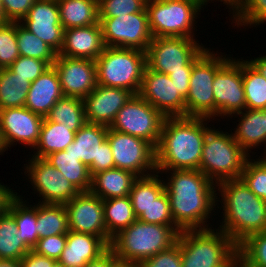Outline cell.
<instances>
[{
    "label": "cell",
    "instance_id": "6da1fadb",
    "mask_svg": "<svg viewBox=\"0 0 266 267\" xmlns=\"http://www.w3.org/2000/svg\"><path fill=\"white\" fill-rule=\"evenodd\" d=\"M162 171V172H161ZM170 171V172H169ZM169 173L164 181L175 225L181 230L209 229L217 205V184L200 170H157Z\"/></svg>",
    "mask_w": 266,
    "mask_h": 267
},
{
    "label": "cell",
    "instance_id": "7a4b0ae2",
    "mask_svg": "<svg viewBox=\"0 0 266 267\" xmlns=\"http://www.w3.org/2000/svg\"><path fill=\"white\" fill-rule=\"evenodd\" d=\"M210 118L166 117L156 149L157 170H199Z\"/></svg>",
    "mask_w": 266,
    "mask_h": 267
},
{
    "label": "cell",
    "instance_id": "3957f363",
    "mask_svg": "<svg viewBox=\"0 0 266 267\" xmlns=\"http://www.w3.org/2000/svg\"><path fill=\"white\" fill-rule=\"evenodd\" d=\"M217 204L223 207V220L218 227L237 245L252 234L266 231V202L257 197L241 179L217 184Z\"/></svg>",
    "mask_w": 266,
    "mask_h": 267
},
{
    "label": "cell",
    "instance_id": "277c9868",
    "mask_svg": "<svg viewBox=\"0 0 266 267\" xmlns=\"http://www.w3.org/2000/svg\"><path fill=\"white\" fill-rule=\"evenodd\" d=\"M176 243L182 267H232L239 258L238 245L219 228L183 230Z\"/></svg>",
    "mask_w": 266,
    "mask_h": 267
},
{
    "label": "cell",
    "instance_id": "5b68a950",
    "mask_svg": "<svg viewBox=\"0 0 266 267\" xmlns=\"http://www.w3.org/2000/svg\"><path fill=\"white\" fill-rule=\"evenodd\" d=\"M181 230L176 225L145 223L138 219L112 238L115 256L142 262L176 244Z\"/></svg>",
    "mask_w": 266,
    "mask_h": 267
},
{
    "label": "cell",
    "instance_id": "8992f818",
    "mask_svg": "<svg viewBox=\"0 0 266 267\" xmlns=\"http://www.w3.org/2000/svg\"><path fill=\"white\" fill-rule=\"evenodd\" d=\"M211 128L205 135L199 170L212 182L240 179L248 155L233 134Z\"/></svg>",
    "mask_w": 266,
    "mask_h": 267
},
{
    "label": "cell",
    "instance_id": "52a82bcc",
    "mask_svg": "<svg viewBox=\"0 0 266 267\" xmlns=\"http://www.w3.org/2000/svg\"><path fill=\"white\" fill-rule=\"evenodd\" d=\"M97 84L124 88L139 94L146 68V52L138 49L105 47L95 60Z\"/></svg>",
    "mask_w": 266,
    "mask_h": 267
},
{
    "label": "cell",
    "instance_id": "ba28073f",
    "mask_svg": "<svg viewBox=\"0 0 266 267\" xmlns=\"http://www.w3.org/2000/svg\"><path fill=\"white\" fill-rule=\"evenodd\" d=\"M201 8L200 0H147L152 37L195 38V19L200 15Z\"/></svg>",
    "mask_w": 266,
    "mask_h": 267
},
{
    "label": "cell",
    "instance_id": "9c48e42d",
    "mask_svg": "<svg viewBox=\"0 0 266 267\" xmlns=\"http://www.w3.org/2000/svg\"><path fill=\"white\" fill-rule=\"evenodd\" d=\"M198 42L188 37H154L146 50V65L166 75L192 71L193 64L208 50Z\"/></svg>",
    "mask_w": 266,
    "mask_h": 267
},
{
    "label": "cell",
    "instance_id": "30bf717a",
    "mask_svg": "<svg viewBox=\"0 0 266 267\" xmlns=\"http://www.w3.org/2000/svg\"><path fill=\"white\" fill-rule=\"evenodd\" d=\"M230 58L228 55L226 58V55L211 52L209 48L193 64L188 96L185 99V117H204L214 120V77Z\"/></svg>",
    "mask_w": 266,
    "mask_h": 267
},
{
    "label": "cell",
    "instance_id": "8fae6325",
    "mask_svg": "<svg viewBox=\"0 0 266 267\" xmlns=\"http://www.w3.org/2000/svg\"><path fill=\"white\" fill-rule=\"evenodd\" d=\"M165 118L160 111L137 94L133 95L117 113L110 128L142 138L156 148Z\"/></svg>",
    "mask_w": 266,
    "mask_h": 267
},
{
    "label": "cell",
    "instance_id": "7c38bea8",
    "mask_svg": "<svg viewBox=\"0 0 266 267\" xmlns=\"http://www.w3.org/2000/svg\"><path fill=\"white\" fill-rule=\"evenodd\" d=\"M106 47L138 49L146 52L153 37L146 7L141 12L99 18Z\"/></svg>",
    "mask_w": 266,
    "mask_h": 267
},
{
    "label": "cell",
    "instance_id": "4fadbf2b",
    "mask_svg": "<svg viewBox=\"0 0 266 267\" xmlns=\"http://www.w3.org/2000/svg\"><path fill=\"white\" fill-rule=\"evenodd\" d=\"M107 139L112 149L115 168L131 171L138 177L157 172L156 149L148 141L110 127Z\"/></svg>",
    "mask_w": 266,
    "mask_h": 267
},
{
    "label": "cell",
    "instance_id": "5bb4252c",
    "mask_svg": "<svg viewBox=\"0 0 266 267\" xmlns=\"http://www.w3.org/2000/svg\"><path fill=\"white\" fill-rule=\"evenodd\" d=\"M32 158L24 164L28 182L32 185L34 194L41 197L38 203L66 204L80 192L66 179L61 172L53 167L45 158ZM26 165V166H25ZM35 189V190H34Z\"/></svg>",
    "mask_w": 266,
    "mask_h": 267
},
{
    "label": "cell",
    "instance_id": "9a60e30c",
    "mask_svg": "<svg viewBox=\"0 0 266 267\" xmlns=\"http://www.w3.org/2000/svg\"><path fill=\"white\" fill-rule=\"evenodd\" d=\"M213 92L214 119H216L215 117H233V114L246 109L242 79V59H233L231 57L216 72L213 81Z\"/></svg>",
    "mask_w": 266,
    "mask_h": 267
},
{
    "label": "cell",
    "instance_id": "2e32d148",
    "mask_svg": "<svg viewBox=\"0 0 266 267\" xmlns=\"http://www.w3.org/2000/svg\"><path fill=\"white\" fill-rule=\"evenodd\" d=\"M64 206L70 231L101 237L110 246L112 239L107 234L103 200L100 197L91 192H80Z\"/></svg>",
    "mask_w": 266,
    "mask_h": 267
},
{
    "label": "cell",
    "instance_id": "e0dca14e",
    "mask_svg": "<svg viewBox=\"0 0 266 267\" xmlns=\"http://www.w3.org/2000/svg\"><path fill=\"white\" fill-rule=\"evenodd\" d=\"M139 95L165 117H185V99L166 74L146 66Z\"/></svg>",
    "mask_w": 266,
    "mask_h": 267
},
{
    "label": "cell",
    "instance_id": "ac0fdd59",
    "mask_svg": "<svg viewBox=\"0 0 266 267\" xmlns=\"http://www.w3.org/2000/svg\"><path fill=\"white\" fill-rule=\"evenodd\" d=\"M65 97L84 99L97 86L95 60L57 55L52 65Z\"/></svg>",
    "mask_w": 266,
    "mask_h": 267
},
{
    "label": "cell",
    "instance_id": "d6986e66",
    "mask_svg": "<svg viewBox=\"0 0 266 267\" xmlns=\"http://www.w3.org/2000/svg\"><path fill=\"white\" fill-rule=\"evenodd\" d=\"M43 119L25 106L0 110V136L5 150L15 142L34 148Z\"/></svg>",
    "mask_w": 266,
    "mask_h": 267
},
{
    "label": "cell",
    "instance_id": "ffe728a7",
    "mask_svg": "<svg viewBox=\"0 0 266 267\" xmlns=\"http://www.w3.org/2000/svg\"><path fill=\"white\" fill-rule=\"evenodd\" d=\"M20 23L59 53L63 45L64 28L60 24L57 0H36Z\"/></svg>",
    "mask_w": 266,
    "mask_h": 267
},
{
    "label": "cell",
    "instance_id": "44dd1931",
    "mask_svg": "<svg viewBox=\"0 0 266 267\" xmlns=\"http://www.w3.org/2000/svg\"><path fill=\"white\" fill-rule=\"evenodd\" d=\"M134 94L127 89L98 85L83 99L88 123L110 127L117 113Z\"/></svg>",
    "mask_w": 266,
    "mask_h": 267
},
{
    "label": "cell",
    "instance_id": "7402d4cb",
    "mask_svg": "<svg viewBox=\"0 0 266 267\" xmlns=\"http://www.w3.org/2000/svg\"><path fill=\"white\" fill-rule=\"evenodd\" d=\"M100 23L64 30L63 45L57 55L96 60L105 49Z\"/></svg>",
    "mask_w": 266,
    "mask_h": 267
},
{
    "label": "cell",
    "instance_id": "603a6c76",
    "mask_svg": "<svg viewBox=\"0 0 266 267\" xmlns=\"http://www.w3.org/2000/svg\"><path fill=\"white\" fill-rule=\"evenodd\" d=\"M109 248L101 237L69 230L65 248L58 261L66 267H84L98 259Z\"/></svg>",
    "mask_w": 266,
    "mask_h": 267
},
{
    "label": "cell",
    "instance_id": "cb8c5ba5",
    "mask_svg": "<svg viewBox=\"0 0 266 267\" xmlns=\"http://www.w3.org/2000/svg\"><path fill=\"white\" fill-rule=\"evenodd\" d=\"M64 94L59 82L57 72L50 66L35 81L31 83L25 101V107L45 118L56 102Z\"/></svg>",
    "mask_w": 266,
    "mask_h": 267
},
{
    "label": "cell",
    "instance_id": "d4e9b609",
    "mask_svg": "<svg viewBox=\"0 0 266 267\" xmlns=\"http://www.w3.org/2000/svg\"><path fill=\"white\" fill-rule=\"evenodd\" d=\"M233 115L240 116L237 128L234 133L232 132L234 140L248 155H250V149L259 148L261 144L266 145V109H245ZM264 150L263 156H266V148Z\"/></svg>",
    "mask_w": 266,
    "mask_h": 267
},
{
    "label": "cell",
    "instance_id": "484cf974",
    "mask_svg": "<svg viewBox=\"0 0 266 267\" xmlns=\"http://www.w3.org/2000/svg\"><path fill=\"white\" fill-rule=\"evenodd\" d=\"M108 129L105 125L86 122L65 150L89 168L92 162H98L99 146L107 139Z\"/></svg>",
    "mask_w": 266,
    "mask_h": 267
},
{
    "label": "cell",
    "instance_id": "4316f807",
    "mask_svg": "<svg viewBox=\"0 0 266 267\" xmlns=\"http://www.w3.org/2000/svg\"><path fill=\"white\" fill-rule=\"evenodd\" d=\"M137 178L131 171L114 167L92 177L90 192L102 200L125 197L129 195Z\"/></svg>",
    "mask_w": 266,
    "mask_h": 267
},
{
    "label": "cell",
    "instance_id": "83f0119b",
    "mask_svg": "<svg viewBox=\"0 0 266 267\" xmlns=\"http://www.w3.org/2000/svg\"><path fill=\"white\" fill-rule=\"evenodd\" d=\"M64 30L99 23L98 0H57Z\"/></svg>",
    "mask_w": 266,
    "mask_h": 267
},
{
    "label": "cell",
    "instance_id": "f1b7e54d",
    "mask_svg": "<svg viewBox=\"0 0 266 267\" xmlns=\"http://www.w3.org/2000/svg\"><path fill=\"white\" fill-rule=\"evenodd\" d=\"M76 132L69 130L68 126L43 119L39 140L35 145L36 158H46L48 155L65 150L75 139Z\"/></svg>",
    "mask_w": 266,
    "mask_h": 267
},
{
    "label": "cell",
    "instance_id": "f546056e",
    "mask_svg": "<svg viewBox=\"0 0 266 267\" xmlns=\"http://www.w3.org/2000/svg\"><path fill=\"white\" fill-rule=\"evenodd\" d=\"M23 196L16 194L8 201L6 210L14 217L17 234L32 249L39 239L36 204L28 205Z\"/></svg>",
    "mask_w": 266,
    "mask_h": 267
},
{
    "label": "cell",
    "instance_id": "4dcf8cb0",
    "mask_svg": "<svg viewBox=\"0 0 266 267\" xmlns=\"http://www.w3.org/2000/svg\"><path fill=\"white\" fill-rule=\"evenodd\" d=\"M70 181L79 192H90L92 176L89 168L66 150L54 152L45 158Z\"/></svg>",
    "mask_w": 266,
    "mask_h": 267
},
{
    "label": "cell",
    "instance_id": "1f68e13d",
    "mask_svg": "<svg viewBox=\"0 0 266 267\" xmlns=\"http://www.w3.org/2000/svg\"><path fill=\"white\" fill-rule=\"evenodd\" d=\"M36 219L39 238L67 234L68 213L64 204H36Z\"/></svg>",
    "mask_w": 266,
    "mask_h": 267
},
{
    "label": "cell",
    "instance_id": "d6a6232c",
    "mask_svg": "<svg viewBox=\"0 0 266 267\" xmlns=\"http://www.w3.org/2000/svg\"><path fill=\"white\" fill-rule=\"evenodd\" d=\"M103 211L107 234L111 239L137 220L129 195L103 200Z\"/></svg>",
    "mask_w": 266,
    "mask_h": 267
},
{
    "label": "cell",
    "instance_id": "836d02e7",
    "mask_svg": "<svg viewBox=\"0 0 266 267\" xmlns=\"http://www.w3.org/2000/svg\"><path fill=\"white\" fill-rule=\"evenodd\" d=\"M159 173L138 177L129 193L132 207L136 218H138L153 202L165 191L164 180Z\"/></svg>",
    "mask_w": 266,
    "mask_h": 267
},
{
    "label": "cell",
    "instance_id": "e575fe53",
    "mask_svg": "<svg viewBox=\"0 0 266 267\" xmlns=\"http://www.w3.org/2000/svg\"><path fill=\"white\" fill-rule=\"evenodd\" d=\"M30 250L17 234L14 217L5 209L0 214V259L20 261Z\"/></svg>",
    "mask_w": 266,
    "mask_h": 267
},
{
    "label": "cell",
    "instance_id": "d590c367",
    "mask_svg": "<svg viewBox=\"0 0 266 267\" xmlns=\"http://www.w3.org/2000/svg\"><path fill=\"white\" fill-rule=\"evenodd\" d=\"M46 118L77 132L86 123L83 99L64 96L50 109Z\"/></svg>",
    "mask_w": 266,
    "mask_h": 267
},
{
    "label": "cell",
    "instance_id": "8d00e7d4",
    "mask_svg": "<svg viewBox=\"0 0 266 267\" xmlns=\"http://www.w3.org/2000/svg\"><path fill=\"white\" fill-rule=\"evenodd\" d=\"M31 82L14 76L8 69H0V110L24 107Z\"/></svg>",
    "mask_w": 266,
    "mask_h": 267
},
{
    "label": "cell",
    "instance_id": "74e56055",
    "mask_svg": "<svg viewBox=\"0 0 266 267\" xmlns=\"http://www.w3.org/2000/svg\"><path fill=\"white\" fill-rule=\"evenodd\" d=\"M242 79L246 109H266V79L247 60L243 59Z\"/></svg>",
    "mask_w": 266,
    "mask_h": 267
},
{
    "label": "cell",
    "instance_id": "f35d334b",
    "mask_svg": "<svg viewBox=\"0 0 266 267\" xmlns=\"http://www.w3.org/2000/svg\"><path fill=\"white\" fill-rule=\"evenodd\" d=\"M16 38L20 56L40 59L49 66L53 65L57 53L20 22H16Z\"/></svg>",
    "mask_w": 266,
    "mask_h": 267
},
{
    "label": "cell",
    "instance_id": "ab89813d",
    "mask_svg": "<svg viewBox=\"0 0 266 267\" xmlns=\"http://www.w3.org/2000/svg\"><path fill=\"white\" fill-rule=\"evenodd\" d=\"M238 255L249 267H266V231L247 237L238 245Z\"/></svg>",
    "mask_w": 266,
    "mask_h": 267
},
{
    "label": "cell",
    "instance_id": "60d3db41",
    "mask_svg": "<svg viewBox=\"0 0 266 267\" xmlns=\"http://www.w3.org/2000/svg\"><path fill=\"white\" fill-rule=\"evenodd\" d=\"M240 179L259 198L266 202V156L248 158Z\"/></svg>",
    "mask_w": 266,
    "mask_h": 267
},
{
    "label": "cell",
    "instance_id": "b9f144b4",
    "mask_svg": "<svg viewBox=\"0 0 266 267\" xmlns=\"http://www.w3.org/2000/svg\"><path fill=\"white\" fill-rule=\"evenodd\" d=\"M231 18L237 27L263 25L266 22V0H244L242 7Z\"/></svg>",
    "mask_w": 266,
    "mask_h": 267
},
{
    "label": "cell",
    "instance_id": "7bdbcfd3",
    "mask_svg": "<svg viewBox=\"0 0 266 267\" xmlns=\"http://www.w3.org/2000/svg\"><path fill=\"white\" fill-rule=\"evenodd\" d=\"M20 56L17 38L16 22L0 25V69L8 68Z\"/></svg>",
    "mask_w": 266,
    "mask_h": 267
},
{
    "label": "cell",
    "instance_id": "ee69618b",
    "mask_svg": "<svg viewBox=\"0 0 266 267\" xmlns=\"http://www.w3.org/2000/svg\"><path fill=\"white\" fill-rule=\"evenodd\" d=\"M137 219L145 223L175 225L166 191L158 196Z\"/></svg>",
    "mask_w": 266,
    "mask_h": 267
},
{
    "label": "cell",
    "instance_id": "f6af8a7d",
    "mask_svg": "<svg viewBox=\"0 0 266 267\" xmlns=\"http://www.w3.org/2000/svg\"><path fill=\"white\" fill-rule=\"evenodd\" d=\"M147 0H98L99 18H110L141 12Z\"/></svg>",
    "mask_w": 266,
    "mask_h": 267
},
{
    "label": "cell",
    "instance_id": "bcb514c9",
    "mask_svg": "<svg viewBox=\"0 0 266 267\" xmlns=\"http://www.w3.org/2000/svg\"><path fill=\"white\" fill-rule=\"evenodd\" d=\"M50 66L40 59L19 56L8 69L14 74L29 82L35 81Z\"/></svg>",
    "mask_w": 266,
    "mask_h": 267
},
{
    "label": "cell",
    "instance_id": "7dc6e473",
    "mask_svg": "<svg viewBox=\"0 0 266 267\" xmlns=\"http://www.w3.org/2000/svg\"><path fill=\"white\" fill-rule=\"evenodd\" d=\"M67 241V234L39 238L32 250L45 257L59 260Z\"/></svg>",
    "mask_w": 266,
    "mask_h": 267
},
{
    "label": "cell",
    "instance_id": "c3c4849f",
    "mask_svg": "<svg viewBox=\"0 0 266 267\" xmlns=\"http://www.w3.org/2000/svg\"><path fill=\"white\" fill-rule=\"evenodd\" d=\"M139 267H182L179 245L176 243L169 249L139 262Z\"/></svg>",
    "mask_w": 266,
    "mask_h": 267
},
{
    "label": "cell",
    "instance_id": "681fc988",
    "mask_svg": "<svg viewBox=\"0 0 266 267\" xmlns=\"http://www.w3.org/2000/svg\"><path fill=\"white\" fill-rule=\"evenodd\" d=\"M36 0H2L4 14L10 22H21Z\"/></svg>",
    "mask_w": 266,
    "mask_h": 267
},
{
    "label": "cell",
    "instance_id": "f907efd6",
    "mask_svg": "<svg viewBox=\"0 0 266 267\" xmlns=\"http://www.w3.org/2000/svg\"><path fill=\"white\" fill-rule=\"evenodd\" d=\"M115 167L113 160L112 149L108 139H106L99 146L98 162H92L89 167L90 175L93 177L95 174L109 170Z\"/></svg>",
    "mask_w": 266,
    "mask_h": 267
},
{
    "label": "cell",
    "instance_id": "816d5d0a",
    "mask_svg": "<svg viewBox=\"0 0 266 267\" xmlns=\"http://www.w3.org/2000/svg\"><path fill=\"white\" fill-rule=\"evenodd\" d=\"M191 72L192 71H178L168 75L171 79V82H174V84L177 86L178 93L184 99H186L188 96Z\"/></svg>",
    "mask_w": 266,
    "mask_h": 267
},
{
    "label": "cell",
    "instance_id": "f5cc1de1",
    "mask_svg": "<svg viewBox=\"0 0 266 267\" xmlns=\"http://www.w3.org/2000/svg\"><path fill=\"white\" fill-rule=\"evenodd\" d=\"M21 267H47V257L37 254L32 249L20 260Z\"/></svg>",
    "mask_w": 266,
    "mask_h": 267
},
{
    "label": "cell",
    "instance_id": "db71d44e",
    "mask_svg": "<svg viewBox=\"0 0 266 267\" xmlns=\"http://www.w3.org/2000/svg\"><path fill=\"white\" fill-rule=\"evenodd\" d=\"M112 250L109 248L98 259L87 263L84 267H111Z\"/></svg>",
    "mask_w": 266,
    "mask_h": 267
},
{
    "label": "cell",
    "instance_id": "11a10c76",
    "mask_svg": "<svg viewBox=\"0 0 266 267\" xmlns=\"http://www.w3.org/2000/svg\"><path fill=\"white\" fill-rule=\"evenodd\" d=\"M16 194L15 190L0 183V214L6 209L8 201Z\"/></svg>",
    "mask_w": 266,
    "mask_h": 267
},
{
    "label": "cell",
    "instance_id": "9f6ffc18",
    "mask_svg": "<svg viewBox=\"0 0 266 267\" xmlns=\"http://www.w3.org/2000/svg\"><path fill=\"white\" fill-rule=\"evenodd\" d=\"M200 1H201V4L203 5V7H204V5L206 7L207 3L209 2V0H200ZM212 1L213 0H211V2ZM219 1L223 2V4L227 5L228 8L230 7L229 9H230V12H231V10L233 11V12H231V14L233 13L232 14L233 16L237 13V11L242 7V5L244 3V0H218V2Z\"/></svg>",
    "mask_w": 266,
    "mask_h": 267
},
{
    "label": "cell",
    "instance_id": "6f0895ef",
    "mask_svg": "<svg viewBox=\"0 0 266 267\" xmlns=\"http://www.w3.org/2000/svg\"><path fill=\"white\" fill-rule=\"evenodd\" d=\"M247 61L257 70L258 73L264 76L266 79V55H262Z\"/></svg>",
    "mask_w": 266,
    "mask_h": 267
},
{
    "label": "cell",
    "instance_id": "680465c9",
    "mask_svg": "<svg viewBox=\"0 0 266 267\" xmlns=\"http://www.w3.org/2000/svg\"><path fill=\"white\" fill-rule=\"evenodd\" d=\"M111 267H139V262L120 259L115 256L112 251V263Z\"/></svg>",
    "mask_w": 266,
    "mask_h": 267
},
{
    "label": "cell",
    "instance_id": "91938a15",
    "mask_svg": "<svg viewBox=\"0 0 266 267\" xmlns=\"http://www.w3.org/2000/svg\"><path fill=\"white\" fill-rule=\"evenodd\" d=\"M0 267H21L20 261L0 259Z\"/></svg>",
    "mask_w": 266,
    "mask_h": 267
},
{
    "label": "cell",
    "instance_id": "94428289",
    "mask_svg": "<svg viewBox=\"0 0 266 267\" xmlns=\"http://www.w3.org/2000/svg\"><path fill=\"white\" fill-rule=\"evenodd\" d=\"M47 267H66L61 264L59 261L47 257Z\"/></svg>",
    "mask_w": 266,
    "mask_h": 267
},
{
    "label": "cell",
    "instance_id": "6125c7cd",
    "mask_svg": "<svg viewBox=\"0 0 266 267\" xmlns=\"http://www.w3.org/2000/svg\"><path fill=\"white\" fill-rule=\"evenodd\" d=\"M9 22L4 14L2 0H0V25Z\"/></svg>",
    "mask_w": 266,
    "mask_h": 267
},
{
    "label": "cell",
    "instance_id": "be15d7a7",
    "mask_svg": "<svg viewBox=\"0 0 266 267\" xmlns=\"http://www.w3.org/2000/svg\"><path fill=\"white\" fill-rule=\"evenodd\" d=\"M232 267H249L247 266L243 261H241L239 258L233 263Z\"/></svg>",
    "mask_w": 266,
    "mask_h": 267
},
{
    "label": "cell",
    "instance_id": "e7e4bbea",
    "mask_svg": "<svg viewBox=\"0 0 266 267\" xmlns=\"http://www.w3.org/2000/svg\"><path fill=\"white\" fill-rule=\"evenodd\" d=\"M5 147L2 143V139H1V136H0V155L3 154L5 152Z\"/></svg>",
    "mask_w": 266,
    "mask_h": 267
}]
</instances>
